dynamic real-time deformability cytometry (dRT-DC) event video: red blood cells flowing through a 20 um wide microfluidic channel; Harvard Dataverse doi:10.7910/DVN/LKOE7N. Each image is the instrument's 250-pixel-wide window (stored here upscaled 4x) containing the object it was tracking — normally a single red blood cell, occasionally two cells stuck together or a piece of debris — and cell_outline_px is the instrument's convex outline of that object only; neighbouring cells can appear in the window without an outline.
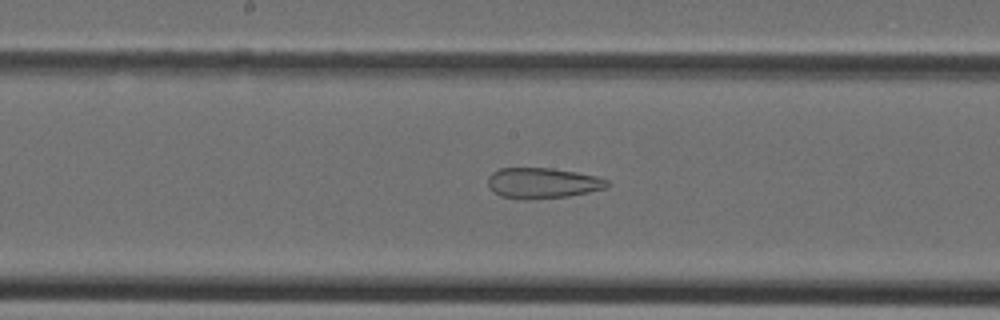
{"species": "Egyptian fruit bat (a non-hibernating species)", "species_latin": "Rousettus aegyptiacus", "temperature_condition": "cold", "stored_images_in_passage": 39, "camera_frame_rate_fps": 3000, "um_per_image_px": 0.085, "animal": {"sex": "female"}, "frame": {"image": 1, "passage_image": 20, "time_ms": 6.333, "image_size_px": [1000, 320], "cell_outline_px": [[608, 188], [568, 196], [528, 200], [500, 196], [492, 192], [488, 184], [488, 176], [492, 172], [500, 168], [552, 168], [576, 172], [596, 176], [608, 180]], "centroid_in_image_um": [46.1, 15.56], "position_along_channel_um": 202.1, "area_um2": 21.39}}
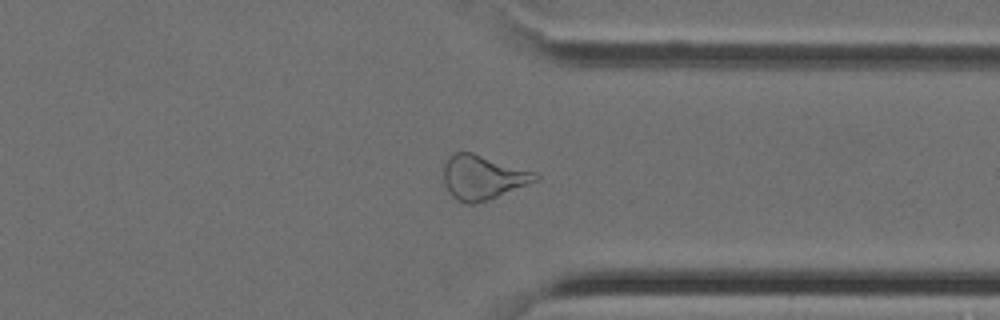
{"frame": {"image": 2, "passage_image": 30, "time_ms": 9.667, "image_size_px": [1000, 320], "cell_outline_px": [[540, 180], [476, 204], [464, 204], [456, 200], [452, 196], [444, 184], [444, 164], [448, 156], [456, 152], [472, 152], [536, 172], [540, 176]], "centroid_in_image_um": [41.03, 15.08], "position_along_channel_um": 370.4, "area_um2": 23.81}}
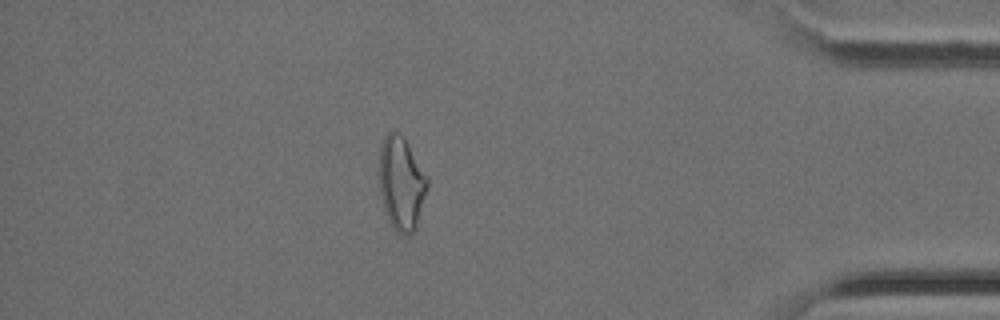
{"frame": {"image": 3, "passage_image": 34, "time_ms": 11.0, "image_size_px": [1000, 320], "cell_outline_px": [[428, 184], [416, 228], [412, 232], [400, 236], [392, 228], [388, 220], [384, 208], [380, 192], [380, 144], [384, 136], [392, 128], [400, 132], [428, 180]], "centroid_in_image_um": [34.08, 15.59], "position_along_channel_um": 401.1, "area_um2": 25.89}}